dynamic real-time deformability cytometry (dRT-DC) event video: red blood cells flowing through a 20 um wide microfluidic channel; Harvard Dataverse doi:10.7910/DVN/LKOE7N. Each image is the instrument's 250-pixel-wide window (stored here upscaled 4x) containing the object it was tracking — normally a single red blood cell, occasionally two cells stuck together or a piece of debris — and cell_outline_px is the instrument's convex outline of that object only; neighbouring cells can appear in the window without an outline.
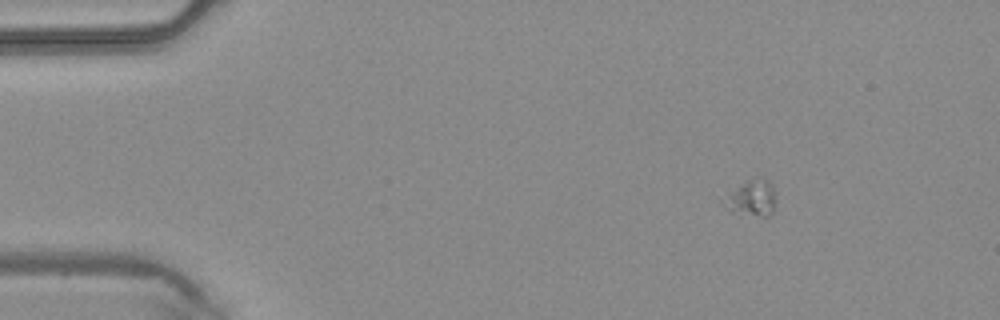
{"species": "common noctule bat (a hibernating species)", "species_latin": "Nyctalus noctula", "temperature_condition": "warm", "stored_images_in_passage": 4, "camera_frame_rate_fps": 3000, "um_per_image_px": 0.085, "animal": {"sex": "male", "body_mass_g": 20.4}, "frame": {"image": 1, "passage_image": 1, "time_ms": 0.0, "image_size_px": [1000, 320], "cell_outline_px": [[772, 212], [768, 216], [760, 216], [732, 212], [716, 196], [748, 180], [768, 180], [772, 184]], "centroid_in_image_um": [63.71, 16.84], "position_along_channel_um": 21.3, "area_um2": 10.81}}
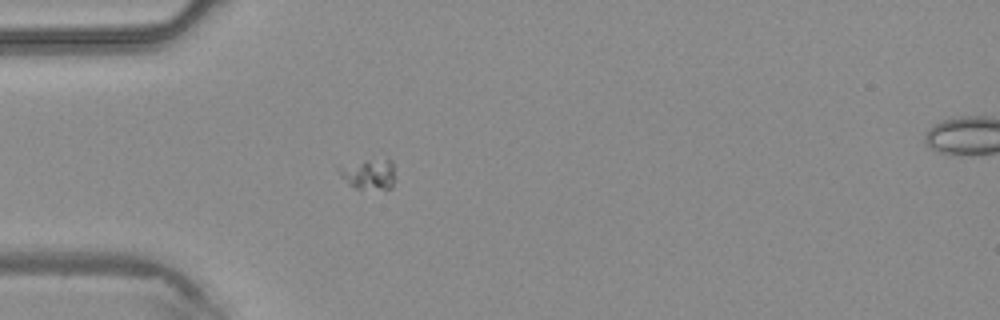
{"frame": {"image": 2, "passage_image": 3, "time_ms": 0.667, "image_size_px": [1000, 320], "cell_outline_px": [[396, 180], [392, 188], [356, 188], [348, 184], [336, 168], [336, 164], [364, 160], [392, 160]], "centroid_in_image_um": [31.32, 14.77], "position_along_channel_um": 53.7, "area_um2": 10.17}}